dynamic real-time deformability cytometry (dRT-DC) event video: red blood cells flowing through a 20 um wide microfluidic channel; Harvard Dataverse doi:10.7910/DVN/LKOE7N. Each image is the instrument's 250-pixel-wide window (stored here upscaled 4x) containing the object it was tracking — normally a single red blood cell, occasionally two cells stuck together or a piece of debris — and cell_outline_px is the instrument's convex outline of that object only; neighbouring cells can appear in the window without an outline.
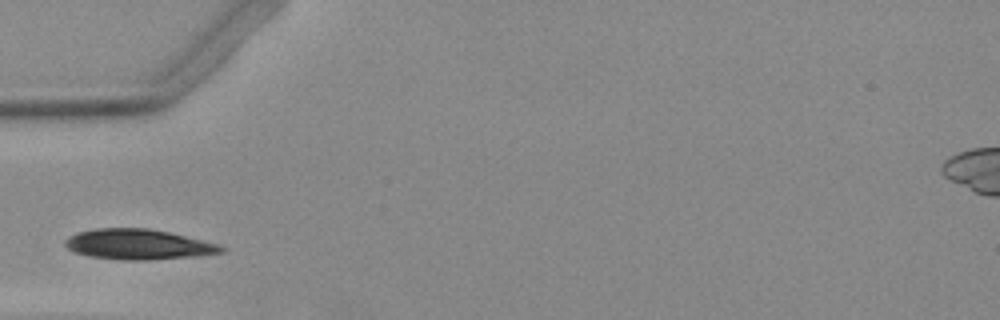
{"species": "Egyptian fruit bat (a non-hibernating species)", "species_latin": "Rousettus aegyptiacus", "temperature_condition": "warm", "stored_images_in_passage": 25, "camera_frame_rate_fps": 3000, "um_per_image_px": 0.085, "animal": {"sex": "female"}, "frame": {"image": 1, "passage_image": 1, "time_ms": 0.0, "image_size_px": [1000, 320], "cell_outline_px": [[228, 252], [192, 256], [148, 260], [120, 260], [88, 256], [76, 252], [68, 248], [64, 244], [64, 240], [68, 236], [76, 232], [96, 228], [148, 228], [168, 232], [220, 244], [228, 248]], "centroid_in_image_um": [11.77, 20.77], "position_along_channel_um": 73.2, "area_um2": 27.74}}
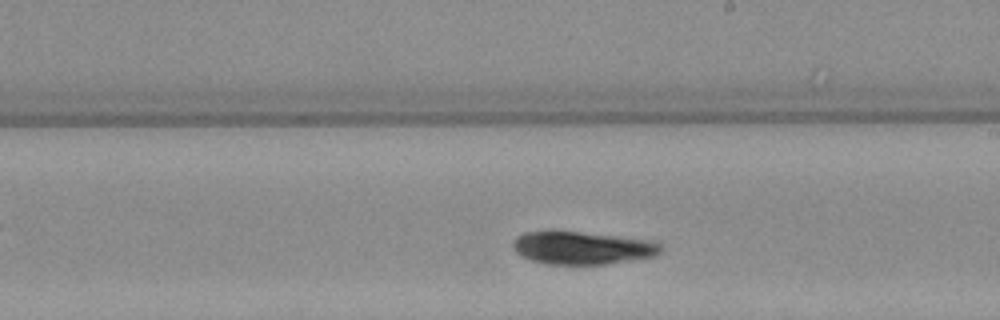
{"frame": {"image": 2, "passage_image": 14, "time_ms": 4.333, "image_size_px": [1000, 320], "cell_outline_px": [[660, 252], [656, 256], [608, 264], [548, 264], [532, 260], [520, 256], [512, 248], [512, 240], [516, 236], [524, 232], [580, 232], [656, 240], [660, 244]], "centroid_in_image_um": [49.5, 21.07], "position_along_channel_um": 239.5, "area_um2": 28.32}}
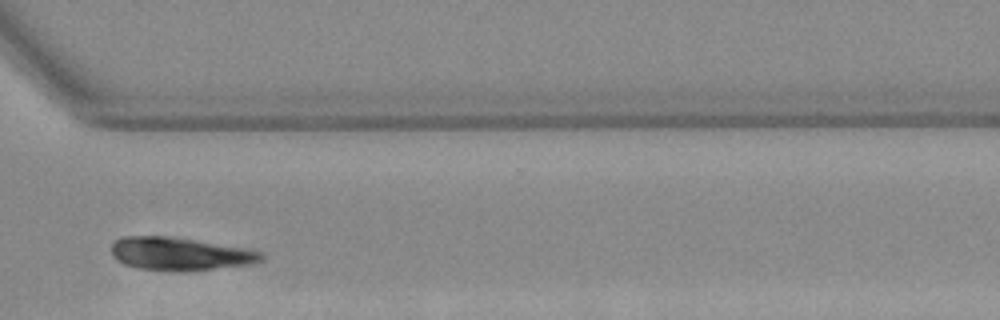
{"frame": {"image": 3, "passage_image": 23, "time_ms": 7.333, "image_size_px": [1000, 320], "cell_outline_px": [[264, 260], [252, 264], [184, 272], [168, 272], [136, 268], [124, 264], [112, 252], [112, 244], [120, 236], [168, 236], [248, 248], [264, 252]], "centroid_in_image_um": [15.35, 21.59], "position_along_channel_um": 355.2, "area_um2": 29.19}}